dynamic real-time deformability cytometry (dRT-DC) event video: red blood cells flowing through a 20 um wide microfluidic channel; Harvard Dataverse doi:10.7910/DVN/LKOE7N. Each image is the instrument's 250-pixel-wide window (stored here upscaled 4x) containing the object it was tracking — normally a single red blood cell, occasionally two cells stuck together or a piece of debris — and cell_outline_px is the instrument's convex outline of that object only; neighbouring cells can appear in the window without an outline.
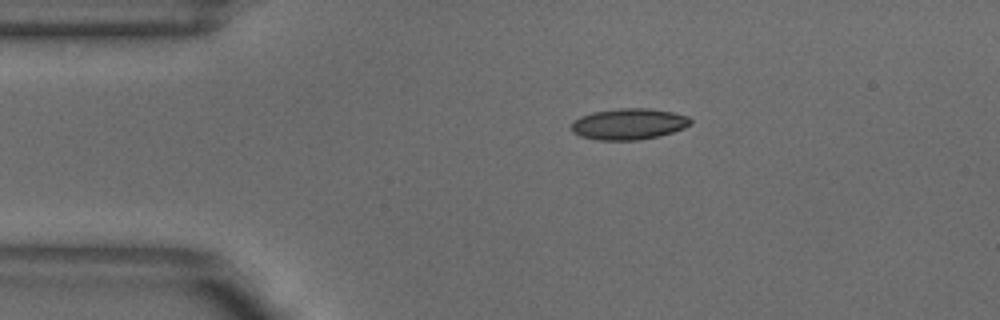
{"species": "common noctule bat (a hibernating species)", "species_latin": "Nyctalus noctula", "temperature_condition": "warm", "stored_images_in_passage": 43, "camera_frame_rate_fps": 3000, "um_per_image_px": 0.085, "animal": {"sex": "male", "body_mass_g": 18.8}, "frame": {"image": 1, "passage_image": 1, "time_ms": 0.0, "image_size_px": [1000, 320], "cell_outline_px": [[692, 124], [684, 128], [660, 136], [640, 140], [596, 140], [580, 136], [572, 132], [572, 120], [580, 116], [592, 112], [620, 108], [648, 108], [672, 112], [688, 116], [692, 120]], "centroid_in_image_um": [53.44, 10.54], "position_along_channel_um": 31.6, "area_um2": 21.85}}
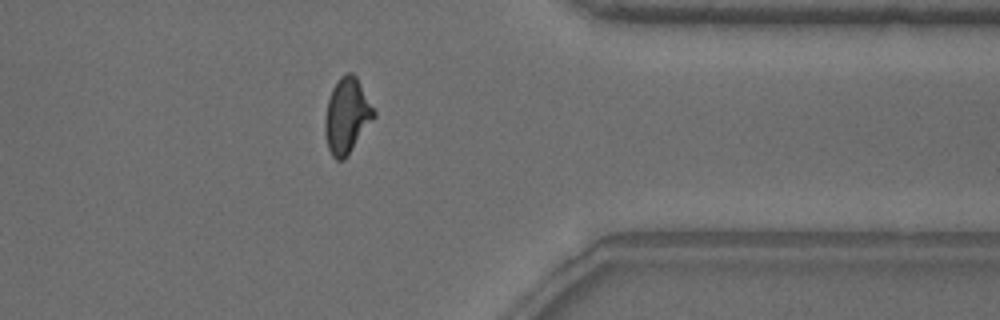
{"frame": {"image": 2, "passage_image": 32, "time_ms": 10.333, "image_size_px": [1000, 320], "cell_outline_px": [[376, 116], [344, 160], [336, 160], [332, 156], [328, 148], [324, 132], [324, 116], [328, 100], [332, 88], [336, 80], [340, 76], [348, 72], [352, 72], [356, 76], [376, 112]], "centroid_in_image_um": [29.47, 9.83], "position_along_channel_um": 381.9, "area_um2": 21.56}}
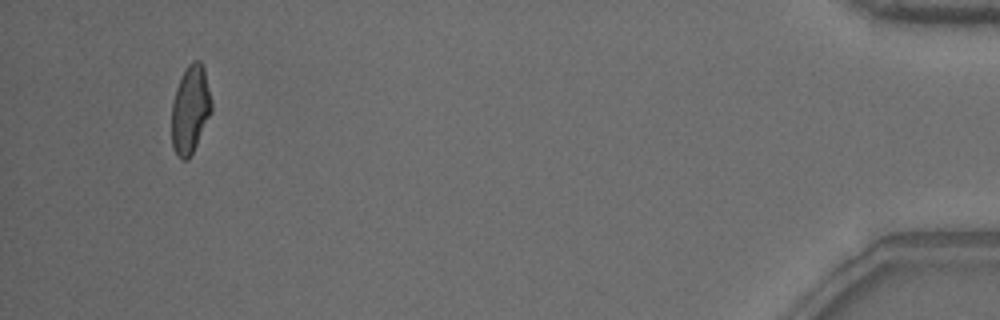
{"frame": {"image": 3, "passage_image": 40, "time_ms": 13.0, "image_size_px": [1000, 320], "cell_outline_px": [[212, 112], [188, 160], [180, 160], [176, 156], [172, 144], [172, 104], [176, 88], [188, 64], [192, 60], [200, 60], [204, 68], [212, 100]], "centroid_in_image_um": [16.18, 9.31], "position_along_channel_um": 419.0, "area_um2": 20.4}, "authors_computed_cell_mechanics": {"area_um2": 20.808, "velocity_mm_per_s": 3.881, "shape_relaxation_time_tau1_ms": 7.9122, "shape_relaxation_time_tau2_ms": 1.2865, "deformation_change_tau1": 0.2076, "deformation_change_tau2": 0.0832}}